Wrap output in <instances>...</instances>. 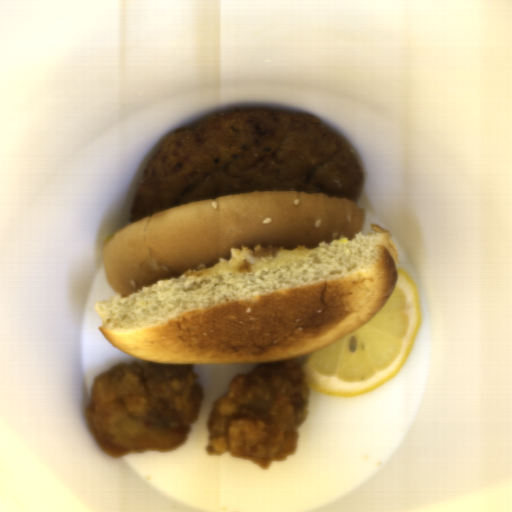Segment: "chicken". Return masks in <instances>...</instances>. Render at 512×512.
<instances>
[{
  "label": "chicken",
  "instance_id": "chicken-1",
  "mask_svg": "<svg viewBox=\"0 0 512 512\" xmlns=\"http://www.w3.org/2000/svg\"><path fill=\"white\" fill-rule=\"evenodd\" d=\"M192 364L133 361L93 378L86 427L112 459L170 452L189 436L205 396Z\"/></svg>",
  "mask_w": 512,
  "mask_h": 512
},
{
  "label": "chicken",
  "instance_id": "chicken-2",
  "mask_svg": "<svg viewBox=\"0 0 512 512\" xmlns=\"http://www.w3.org/2000/svg\"><path fill=\"white\" fill-rule=\"evenodd\" d=\"M310 392L297 357L234 375L208 416V456L229 455L264 471L287 460L297 452Z\"/></svg>",
  "mask_w": 512,
  "mask_h": 512
}]
</instances>
